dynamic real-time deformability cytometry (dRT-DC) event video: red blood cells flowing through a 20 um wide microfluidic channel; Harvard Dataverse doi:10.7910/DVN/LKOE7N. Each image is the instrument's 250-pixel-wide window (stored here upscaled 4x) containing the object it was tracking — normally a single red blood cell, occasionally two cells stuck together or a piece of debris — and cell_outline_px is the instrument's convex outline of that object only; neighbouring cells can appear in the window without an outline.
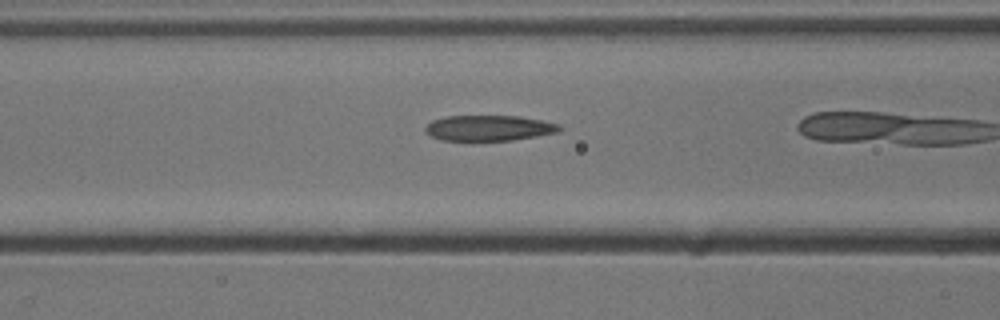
{"species": "common noctule bat (a hibernating species)", "species_latin": "Nyctalus noctula", "temperature_condition": "cold", "stored_images_in_passage": 15, "camera_frame_rate_fps": 3000, "um_per_image_px": 0.085, "animal": {"sex": "male", "body_mass_g": 13.3}, "frame": {"image": 1, "passage_image": 7, "time_ms": 2.0, "image_size_px": [1000, 320], "cell_outline_px": [[560, 128], [556, 132], [536, 136], [512, 140], [472, 144], [440, 140], [424, 132], [424, 128], [432, 120], [444, 116], [520, 116], [560, 124]], "centroid_in_image_um": [41.45, 10.93], "position_along_channel_um": 125.2, "area_um2": 20.87}}
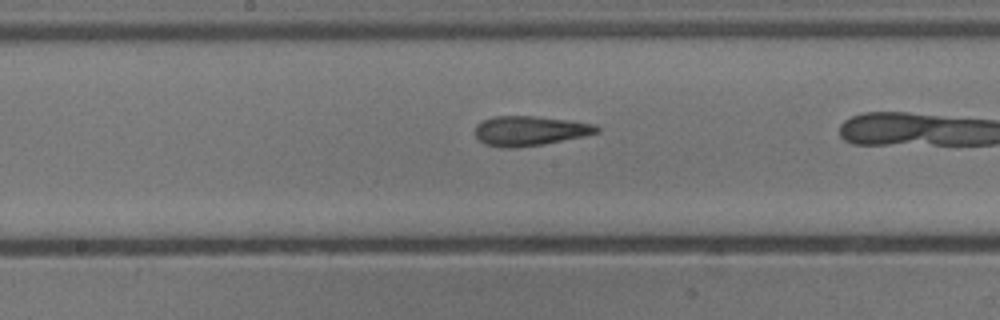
{"frame": {"image": 2, "passage_image": 13, "time_ms": 4.0, "image_size_px": [1000, 320], "cell_outline_px": [[600, 132], [584, 136], [544, 144], [516, 148], [500, 148], [484, 144], [476, 136], [476, 124], [484, 120], [496, 116], [536, 116], [572, 120], [596, 124], [600, 128]], "centroid_in_image_um": [45.07, 11.12], "position_along_channel_um": 203.1, "area_um2": 21.27}}